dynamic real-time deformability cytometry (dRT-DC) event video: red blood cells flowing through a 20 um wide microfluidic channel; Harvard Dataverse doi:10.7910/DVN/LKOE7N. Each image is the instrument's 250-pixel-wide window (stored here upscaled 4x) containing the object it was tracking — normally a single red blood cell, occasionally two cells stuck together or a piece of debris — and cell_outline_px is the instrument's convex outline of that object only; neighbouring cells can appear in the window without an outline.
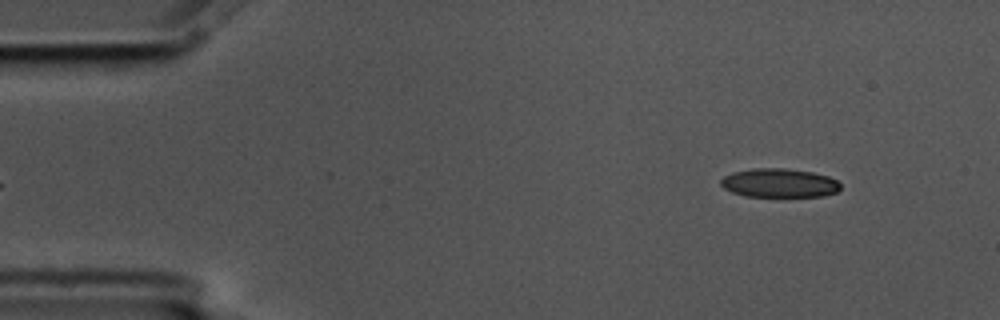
{"species": "common noctule bat (a hibernating species)", "species_latin": "Nyctalus noctula", "temperature_condition": "cold", "stored_images_in_passage": 4, "camera_frame_rate_fps": 3000, "um_per_image_px": 0.085, "animal": {"sex": "male", "body_mass_g": 17.5, "forearm_length_mm": 52.3}, "frame": {"image": 1, "passage_image": 1, "time_ms": 0.0, "image_size_px": [1000, 320], "cell_outline_px": [[840, 188], [836, 192], [824, 196], [744, 196], [732, 192], [724, 188], [720, 184], [720, 180], [724, 176], [732, 172], [752, 168], [784, 168], [812, 172], [828, 176], [836, 180], [840, 184]], "centroid_in_image_um": [66.21, 15.55], "position_along_channel_um": 18.8, "area_um2": 20.11}}
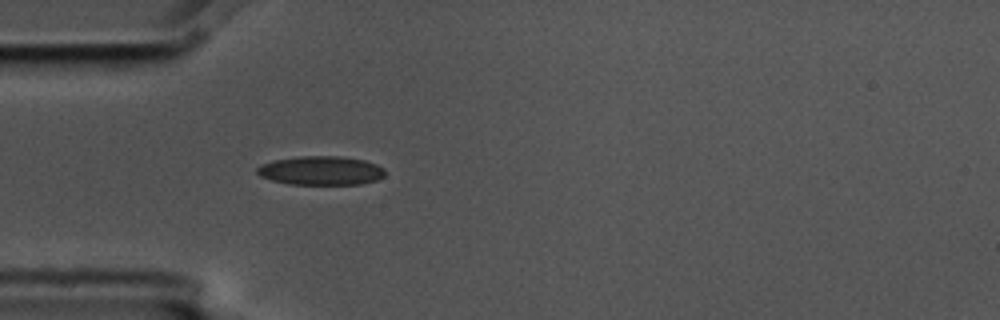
{"frame": {"image": 2, "passage_image": 4, "time_ms": 1.0, "image_size_px": [1000, 320], "cell_outline_px": [[384, 176], [376, 180], [360, 184], [288, 184], [272, 180], [260, 176], [256, 172], [256, 168], [260, 164], [272, 160], [300, 156], [340, 156], [364, 160], [376, 164], [384, 168]], "centroid_in_image_um": [27.25, 14.49], "position_along_channel_um": 57.8, "area_um2": 21.62}}